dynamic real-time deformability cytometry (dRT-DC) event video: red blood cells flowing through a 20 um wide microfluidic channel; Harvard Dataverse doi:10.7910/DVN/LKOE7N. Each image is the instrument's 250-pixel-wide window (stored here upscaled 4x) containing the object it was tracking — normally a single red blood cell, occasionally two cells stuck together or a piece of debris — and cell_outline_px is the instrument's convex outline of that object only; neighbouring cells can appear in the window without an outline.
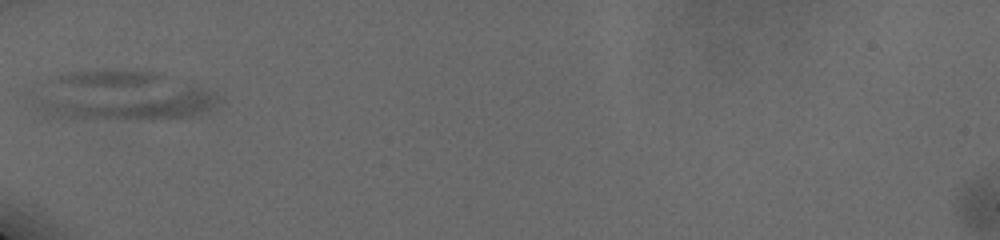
{"species": "human", "species_latin": "Homo sapiens", "temperature_condition": "cold", "stored_images_in_passage": 30, "camera_frame_rate_fps": 3000, "um_per_image_px": 0.085, "donor": {"sex": "male"}, "frame": {"image": 1, "passage_image": 1, "time_ms": 0.0, "image_size_px": [1000, 240], "cell_outline_px": [[216, 104], [204, 112], [196, 116], [152, 120], [72, 120], [40, 116], [32, 108], [24, 96], [20, 88], [68, 72], [112, 68], [120, 68], [160, 72], [208, 92], [216, 96]], "centroid_in_image_um": [9.91, 8.17], "position_along_channel_um": 75.1, "area_um2": 57.11}}